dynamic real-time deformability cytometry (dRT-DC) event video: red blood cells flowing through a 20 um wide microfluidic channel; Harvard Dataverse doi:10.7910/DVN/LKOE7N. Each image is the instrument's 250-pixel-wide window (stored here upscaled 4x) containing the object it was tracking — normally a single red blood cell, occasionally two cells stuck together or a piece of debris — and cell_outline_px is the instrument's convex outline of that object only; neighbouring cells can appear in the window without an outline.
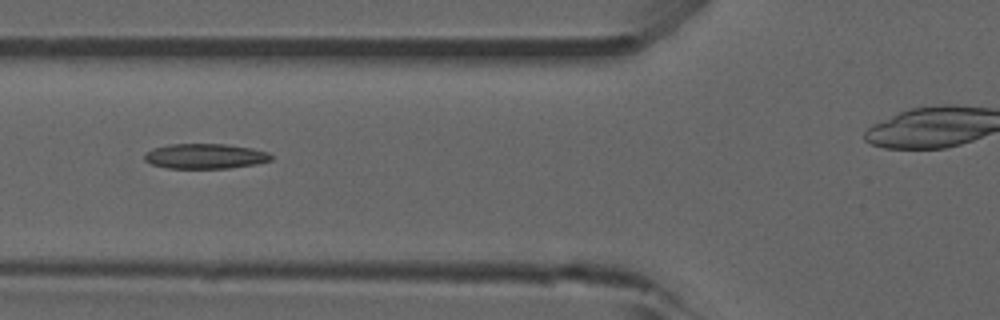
{"species": "common noctule bat (a hibernating species)", "species_latin": "Nyctalus noctula", "temperature_condition": "room temperature", "stored_images_in_passage": 31, "camera_frame_rate_fps": 3000, "um_per_image_px": 0.085, "animal": {"sex": "male", "forearm_length_mm": 52.5}, "frame": {"image": 1, "passage_image": 5, "time_ms": 1.333, "image_size_px": [1000, 320], "cell_outline_px": [[272, 160], [256, 164], [228, 168], [168, 168], [152, 164], [144, 160], [144, 152], [152, 148], [168, 144], [228, 144], [252, 148], [268, 152], [272, 156]], "centroid_in_image_um": [17.42, 13.27], "position_along_channel_um": 108.4, "area_um2": 18.61}}